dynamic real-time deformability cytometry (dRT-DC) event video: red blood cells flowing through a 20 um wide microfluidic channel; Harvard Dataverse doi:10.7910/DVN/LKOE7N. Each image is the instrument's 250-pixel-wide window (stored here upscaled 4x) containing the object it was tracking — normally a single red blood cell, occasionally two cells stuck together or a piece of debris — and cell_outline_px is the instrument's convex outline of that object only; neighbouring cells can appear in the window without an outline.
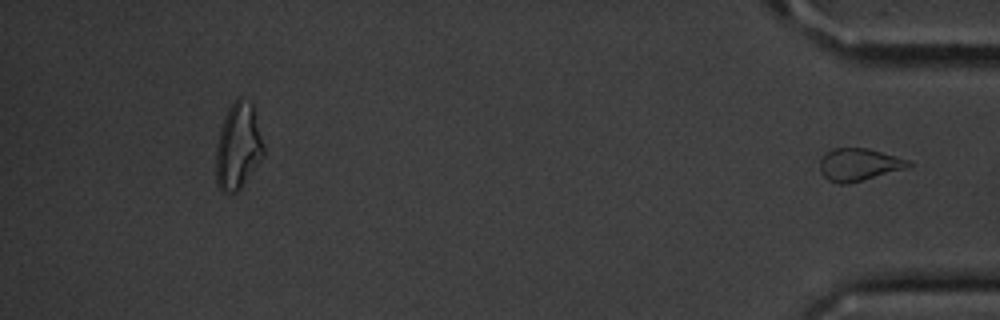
{"species": "common noctule bat (a hibernating species)", "species_latin": "Nyctalus noctula", "temperature_condition": "cold", "stored_images_in_passage": 10, "segment_of_instrument_passage": [2, 2], "camera_frame_rate_fps": 3000, "um_per_image_px": 0.085, "animal": {"sex": "male", "body_mass_g": 20.1, "forearm_length_mm": 53.5}, "frame": {"image": 1, "passage_image": 10, "time_ms": 11.333, "image_size_px": [1000, 320], "cell_outline_px": [[912, 164], [908, 168], [848, 184], [840, 184], [828, 180], [820, 172], [820, 160], [832, 148], [868, 148], [896, 156], [908, 160]], "centroid_in_image_um": [73.01, 14.0], "position_along_channel_um": 362.2, "area_um2": 16.7}}